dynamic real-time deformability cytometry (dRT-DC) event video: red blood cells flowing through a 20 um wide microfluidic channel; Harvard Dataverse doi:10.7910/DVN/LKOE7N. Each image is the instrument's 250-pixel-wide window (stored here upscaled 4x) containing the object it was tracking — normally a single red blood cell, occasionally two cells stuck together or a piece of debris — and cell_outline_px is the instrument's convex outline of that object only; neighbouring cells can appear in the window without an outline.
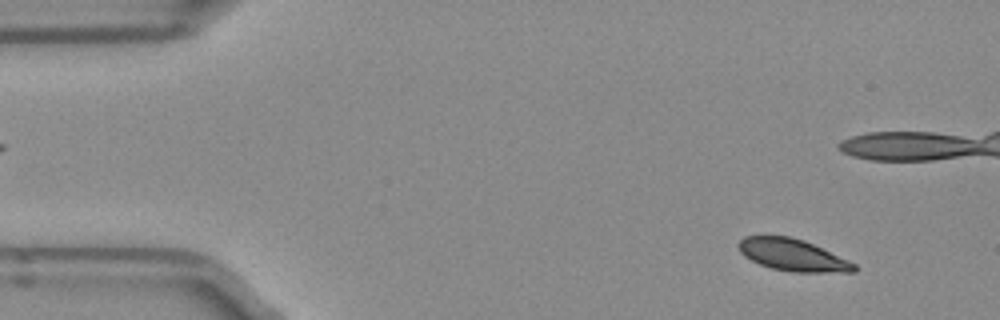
{"species": "Egyptian fruit bat (a non-hibernating species)", "species_latin": "Rousettus aegyptiacus", "temperature_condition": "room temperature", "stored_images_in_passage": 51, "camera_frame_rate_fps": 3000, "um_per_image_px": 0.085, "frame": {"image": 1, "passage_image": 4, "time_ms": 1.0, "image_size_px": [1000, 320], "cell_outline_px": [[856, 272], [792, 272], [772, 268], [760, 264], [744, 256], [740, 252], [736, 244], [744, 236], [788, 236], [804, 240], [848, 260], [856, 264]], "centroid_in_image_um": [67.35, 21.67], "position_along_channel_um": 17.6, "area_um2": 21.39}}
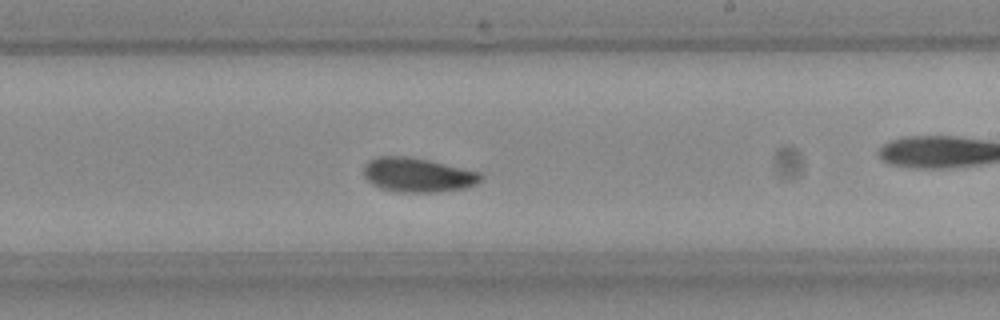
{"frame": {"image": 2, "passage_image": 29, "time_ms": 9.333, "image_size_px": [1000, 320], "cell_outline_px": [[484, 176], [476, 184], [464, 188], [436, 192], [396, 192], [380, 188], [372, 184], [364, 176], [364, 164], [368, 160], [376, 156], [408, 156], [428, 160], [480, 172]], "centroid_in_image_um": [35.47, 14.87], "position_along_channel_um": 253.5, "area_um2": 23.47}}
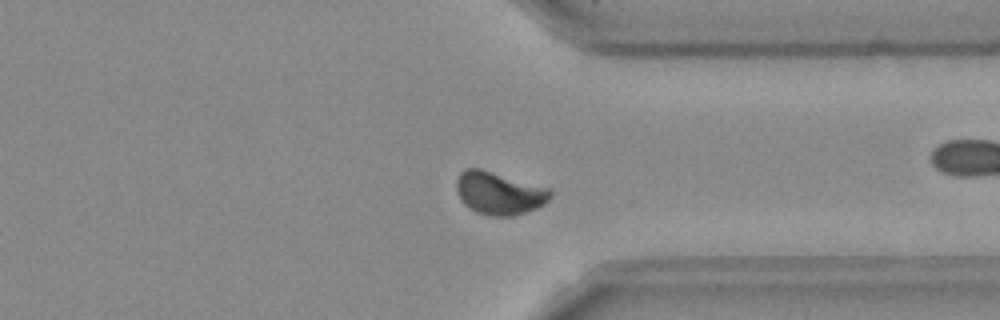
{"frame": {"image": 3, "passage_image": 38, "time_ms": 12.333, "image_size_px": [1000, 320], "cell_outline_px": [[552, 196], [544, 204], [536, 208], [512, 216], [488, 216], [476, 212], [468, 208], [460, 200], [456, 188], [456, 180], [460, 172], [464, 168], [480, 168], [552, 188]], "centroid_in_image_um": [42.42, 16.41], "position_along_channel_um": 369.0, "area_um2": 23.76}, "authors_computed_cell_mechanics": {"area_um2": 22.7154, "velocity_mm_per_s": 3.9116, "shape_relaxation_time_tau1_ms": 6.354, "shape_relaxation_time_tau2_ms": null, "deformation_change_tau1": 0.0985, "deformation_change_tau2": null}}